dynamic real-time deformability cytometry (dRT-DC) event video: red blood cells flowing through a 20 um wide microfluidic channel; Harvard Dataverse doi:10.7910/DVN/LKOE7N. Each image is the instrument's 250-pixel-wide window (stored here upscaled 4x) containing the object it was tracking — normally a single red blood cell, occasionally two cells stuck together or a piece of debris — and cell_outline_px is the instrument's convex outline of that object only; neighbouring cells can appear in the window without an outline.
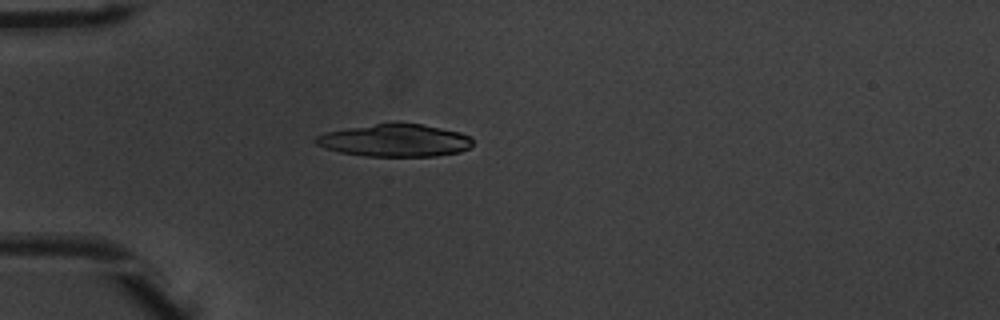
{"species": "common noctule bat (a hibernating species)", "species_latin": "Nyctalus noctula", "temperature_condition": "warm", "stored_images_in_passage": 52, "camera_frame_rate_fps": 3000, "um_per_image_px": 0.085, "animal": {"sex": "male", "body_mass_g": 20.1, "forearm_length_mm": 53.5}, "frame": {"image": 1, "passage_image": 15, "time_ms": 4.667, "image_size_px": [1000, 320], "cell_outline_px": [[472, 144], [468, 148], [460, 152], [436, 156], [364, 156], [340, 152], [316, 144], [312, 140], [316, 136], [324, 132], [396, 120], [420, 124], [460, 132], [472, 136]], "centroid_in_image_um": [33.57, 11.91], "position_along_channel_um": 51.4, "area_um2": 30.17}}
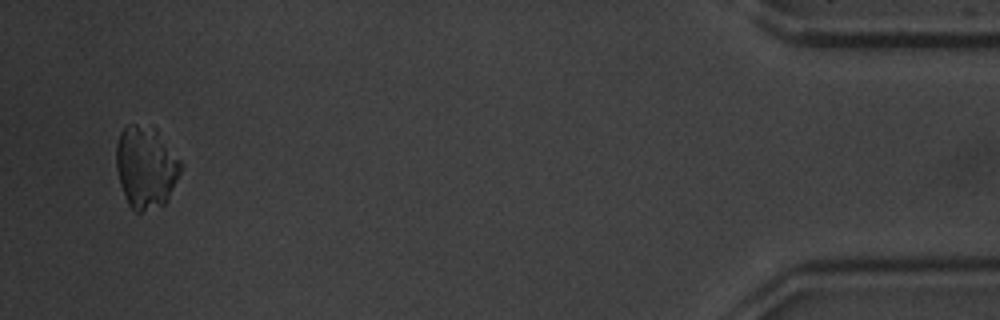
{"frame": {"image": 2, "passage_image": 50, "time_ms": 16.333, "image_size_px": [1000, 320], "cell_outline_px": [[184, 164], [164, 204], [140, 212], [136, 212], [128, 204], [124, 196], [120, 184], [116, 168], [116, 144], [120, 132], [128, 124], [152, 124], [156, 128]], "centroid_in_image_um": [12.38, 14.15], "position_along_channel_um": 422.8, "area_um2": 31.1}}